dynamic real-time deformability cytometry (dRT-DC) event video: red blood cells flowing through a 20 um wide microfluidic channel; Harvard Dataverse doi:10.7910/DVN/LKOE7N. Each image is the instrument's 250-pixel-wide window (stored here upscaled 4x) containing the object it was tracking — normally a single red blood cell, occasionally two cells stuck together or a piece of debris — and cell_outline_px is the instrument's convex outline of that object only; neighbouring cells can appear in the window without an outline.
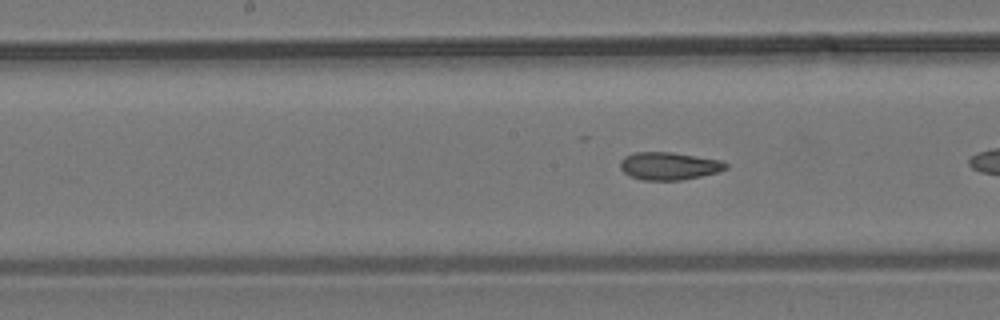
{"species": "common noctule bat (a hibernating species)", "species_latin": "Nyctalus noctula", "temperature_condition": "room temperature", "stored_images_in_passage": 7, "camera_frame_rate_fps": 3000, "um_per_image_px": 0.085, "animal": {"sex": "male", "body_mass_g": 19.2, "forearm_length_mm": 51.8}, "frame": {"image": 1, "passage_image": 7, "time_ms": 8.0, "image_size_px": [1000, 320], "cell_outline_px": [[728, 168], [720, 172], [680, 180], [644, 180], [632, 176], [624, 172], [620, 168], [620, 160], [624, 156], [636, 152], [672, 152], [720, 160], [728, 164]], "centroid_in_image_um": [56.88, 14.1], "position_along_channel_um": 191.3, "area_um2": 16.99}}